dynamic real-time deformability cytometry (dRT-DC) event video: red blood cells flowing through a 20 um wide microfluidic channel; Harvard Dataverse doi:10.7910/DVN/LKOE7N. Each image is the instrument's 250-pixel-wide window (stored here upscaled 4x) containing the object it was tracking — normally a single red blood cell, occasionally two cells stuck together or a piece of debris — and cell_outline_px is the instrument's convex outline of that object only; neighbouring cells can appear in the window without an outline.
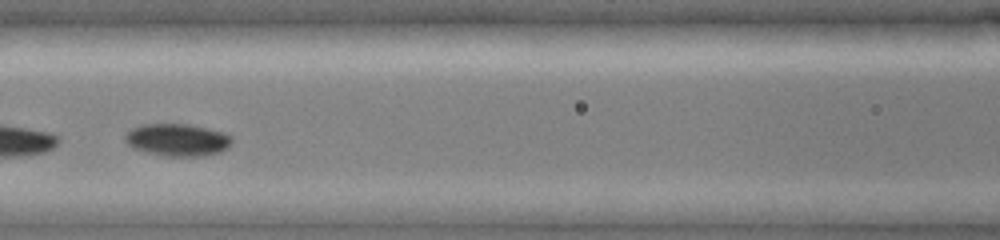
{"species": "common noctule bat (a hibernating species)", "species_latin": "Nyctalus noctula", "temperature_condition": "cold", "stored_images_in_passage": 13, "camera_frame_rate_fps": 3000, "um_per_image_px": 0.085, "animal": {"sex": "female", "body_mass_g": 19.0, "forearm_length_mm": 51.5}, "frame": {"image": 1, "passage_image": 8, "time_ms": 2.333, "image_size_px": [1000, 240], "cell_outline_px": [[232, 140], [228, 148], [220, 152], [204, 156], [168, 156], [148, 152], [132, 148], [124, 140], [124, 136], [132, 128], [140, 124], [188, 124], [224, 132], [232, 136]], "centroid_in_image_um": [15.09, 11.88], "position_along_channel_um": 151.5, "area_um2": 20.17}}
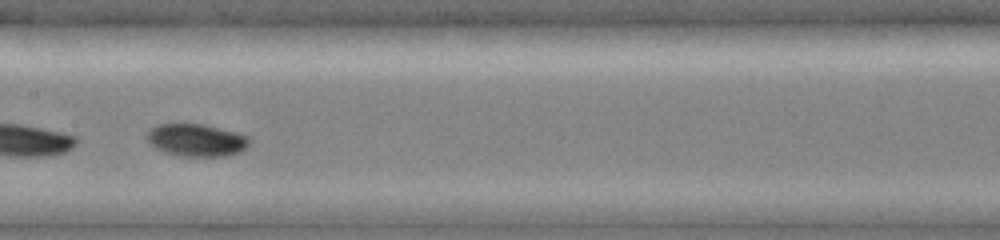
{"frame": {"image": 2, "passage_image": 11, "time_ms": 3.333, "image_size_px": [1000, 240], "cell_outline_px": [[252, 140], [240, 152], [228, 156], [184, 156], [164, 152], [148, 144], [144, 136], [156, 124], [184, 120], [204, 124], [236, 132], [248, 136]], "centroid_in_image_um": [16.63, 11.86], "position_along_channel_um": 190.8, "area_um2": 20.23}}